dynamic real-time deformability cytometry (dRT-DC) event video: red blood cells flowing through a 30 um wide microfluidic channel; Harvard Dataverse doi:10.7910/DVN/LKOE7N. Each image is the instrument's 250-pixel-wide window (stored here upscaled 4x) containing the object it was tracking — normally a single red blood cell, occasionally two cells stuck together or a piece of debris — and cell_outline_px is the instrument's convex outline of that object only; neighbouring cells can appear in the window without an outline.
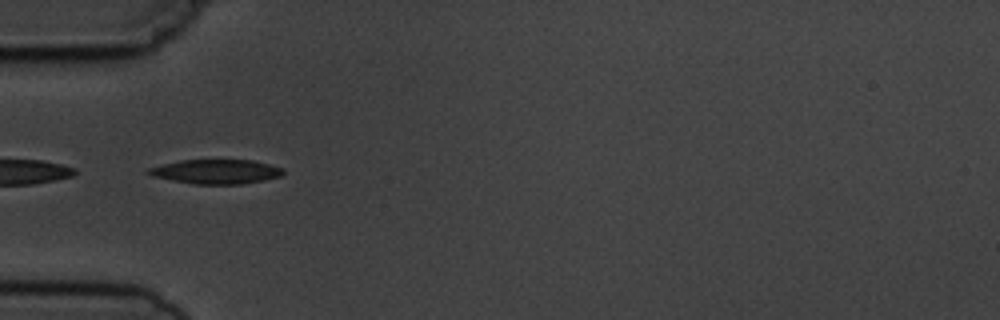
{"species": "common noctule bat (a hibernating species)", "species_latin": "Nyctalus noctula", "temperature_condition": "cold", "stored_images_in_passage": 5, "camera_frame_rate_fps": 3000, "um_per_image_px": 0.085, "animal": {"sex": "male", "body_mass_g": 19.5, "forearm_length_mm": 54.6}, "frame": {"image": 1, "passage_image": 3, "time_ms": 2.333, "image_size_px": [1000, 320], "cell_outline_px": [[284, 172], [280, 176], [264, 180], [240, 184], [192, 184], [152, 176], [144, 172], [148, 168], [180, 160], [252, 160], [284, 168]], "centroid_in_image_um": [18.35, 14.59], "position_along_channel_um": 66.7, "area_um2": 19.07}}
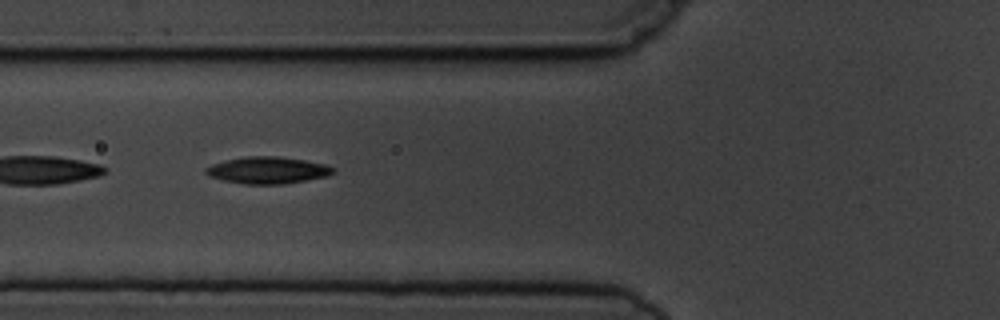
{"frame": {"image": 2, "passage_image": 4, "time_ms": 3.333, "image_size_px": [1000, 320], "cell_outline_px": [[336, 172], [328, 176], [284, 184], [244, 184], [224, 180], [208, 176], [204, 172], [204, 168], [212, 164], [224, 160], [248, 156], [276, 156], [304, 160], [324, 164], [336, 168]], "centroid_in_image_um": [22.75, 14.47], "position_along_channel_um": 103.1, "area_um2": 20.0}}